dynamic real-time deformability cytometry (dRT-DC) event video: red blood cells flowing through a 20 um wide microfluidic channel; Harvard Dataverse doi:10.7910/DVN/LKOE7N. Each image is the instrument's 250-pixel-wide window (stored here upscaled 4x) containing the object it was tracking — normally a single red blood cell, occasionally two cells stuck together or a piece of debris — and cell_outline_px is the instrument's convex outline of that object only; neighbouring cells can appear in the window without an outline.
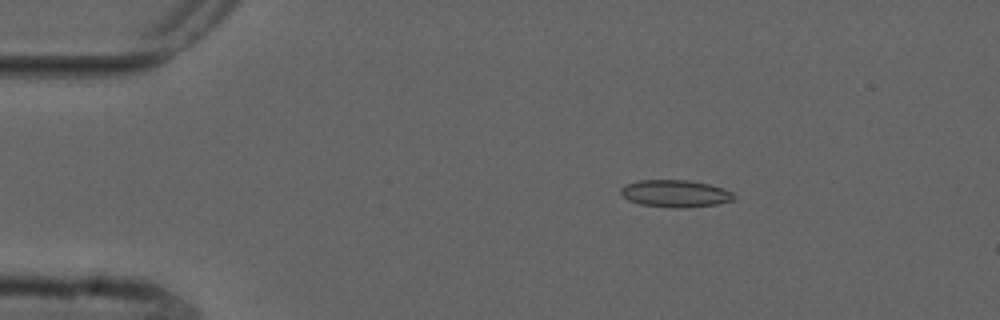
{"species": "common noctule bat (a hibernating species)", "species_latin": "Nyctalus noctula", "temperature_condition": "cold", "stored_images_in_passage": 4, "camera_frame_rate_fps": 3000, "um_per_image_px": 0.085, "animal": {"sex": "male", "forearm_length_mm": 52.5}, "frame": {"image": 1, "passage_image": 2, "time_ms": 2.333, "image_size_px": [1000, 320], "cell_outline_px": [[736, 200], [716, 204], [684, 208], [672, 208], [640, 204], [628, 200], [620, 192], [620, 188], [624, 184], [640, 180], [688, 180], [708, 184], [724, 188], [732, 192], [736, 196]], "centroid_in_image_um": [57.41, 16.45], "position_along_channel_um": 27.6, "area_um2": 18.09}}